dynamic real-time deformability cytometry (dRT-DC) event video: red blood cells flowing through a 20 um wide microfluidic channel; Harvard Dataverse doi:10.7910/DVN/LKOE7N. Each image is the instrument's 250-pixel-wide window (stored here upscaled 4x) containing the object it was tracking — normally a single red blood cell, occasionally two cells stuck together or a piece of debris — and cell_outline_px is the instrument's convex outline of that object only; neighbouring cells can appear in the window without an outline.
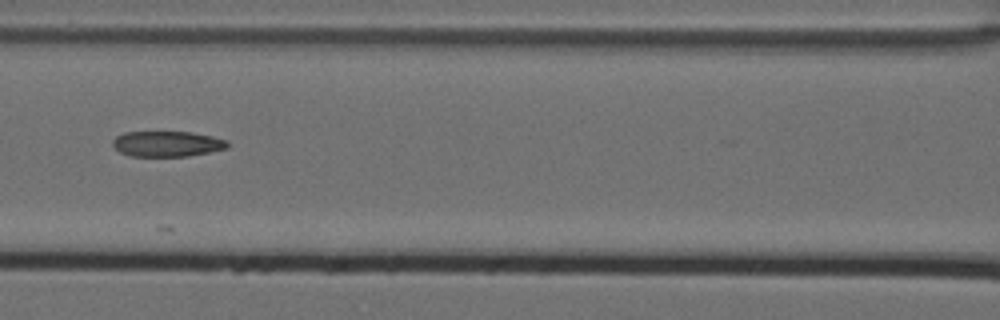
{"species": "Egyptian fruit bat (a non-hibernating species)", "species_latin": "Rousettus aegyptiacus", "temperature_condition": "cold", "stored_images_in_passage": 6, "camera_frame_rate_fps": 3000, "um_per_image_px": 0.085, "animal": {"sex": "female"}, "frame": {"image": 1, "passage_image": 5, "time_ms": 1.333, "image_size_px": [1000, 320], "cell_outline_px": [[228, 148], [188, 156], [132, 156], [120, 152], [112, 144], [112, 140], [116, 136], [124, 132], [192, 132], [212, 136], [228, 140]], "centroid_in_image_um": [14.21, 12.22], "position_along_channel_um": 152.4, "area_um2": 17.05}}
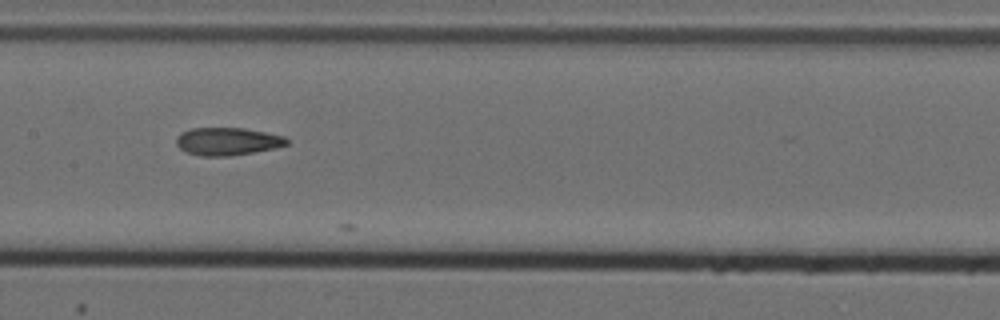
{"frame": {"image": 2, "passage_image": 6, "time_ms": 1.667, "image_size_px": [1000, 320], "cell_outline_px": [[288, 144], [276, 148], [228, 156], [200, 156], [188, 152], [180, 148], [176, 144], [176, 136], [180, 132], [192, 128], [244, 128], [284, 136], [288, 140]], "centroid_in_image_um": [19.31, 12.01], "position_along_channel_um": 188.1, "area_um2": 17.8}}